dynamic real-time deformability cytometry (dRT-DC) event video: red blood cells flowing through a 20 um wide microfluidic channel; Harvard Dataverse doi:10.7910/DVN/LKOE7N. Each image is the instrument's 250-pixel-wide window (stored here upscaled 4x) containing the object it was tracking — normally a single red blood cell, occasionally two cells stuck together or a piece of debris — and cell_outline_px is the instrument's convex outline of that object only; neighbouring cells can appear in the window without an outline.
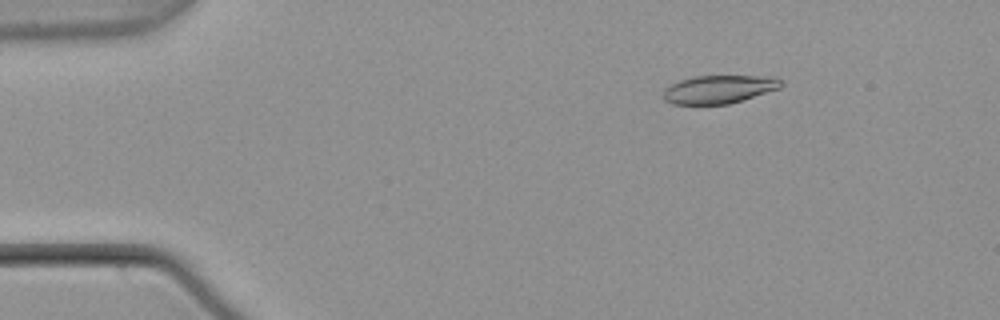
{"species": "common noctule bat (a hibernating species)", "species_latin": "Nyctalus noctula", "temperature_condition": "warm", "stored_images_in_passage": 54, "camera_frame_rate_fps": 3000, "um_per_image_px": 0.085, "animal": {"sex": "male", "body_mass_g": 21.5, "forearm_length_mm": 52.0}, "frame": {"image": 1, "passage_image": 8, "time_ms": 2.333, "image_size_px": [1000, 320], "cell_outline_px": [[784, 84], [780, 88], [728, 104], [672, 104], [664, 100], [664, 88], [680, 80], [696, 76], [768, 76], [780, 80]], "centroid_in_image_um": [61.09, 7.59], "position_along_channel_um": 23.9, "area_um2": 19.13}}
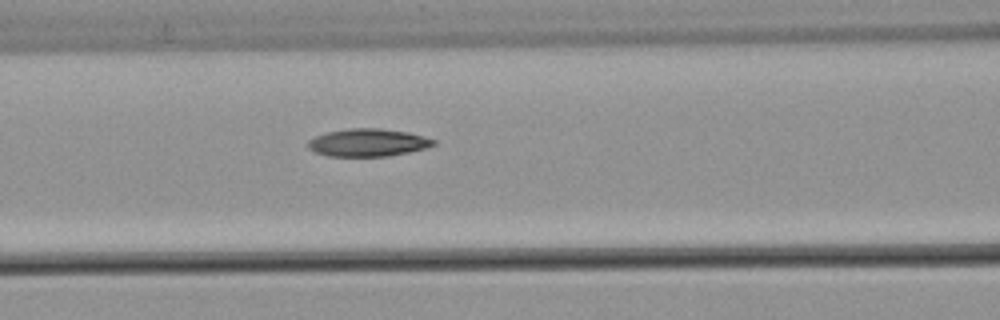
{"frame": {"image": 2, "passage_image": 23, "time_ms": 7.333, "image_size_px": [1000, 320], "cell_outline_px": [[436, 144], [428, 148], [388, 156], [328, 156], [316, 152], [308, 148], [308, 140], [316, 136], [328, 132], [348, 128], [380, 128], [408, 132], [424, 136], [436, 140]], "centroid_in_image_um": [31.31, 12.11], "position_along_channel_um": 135.3, "area_um2": 20.29}}
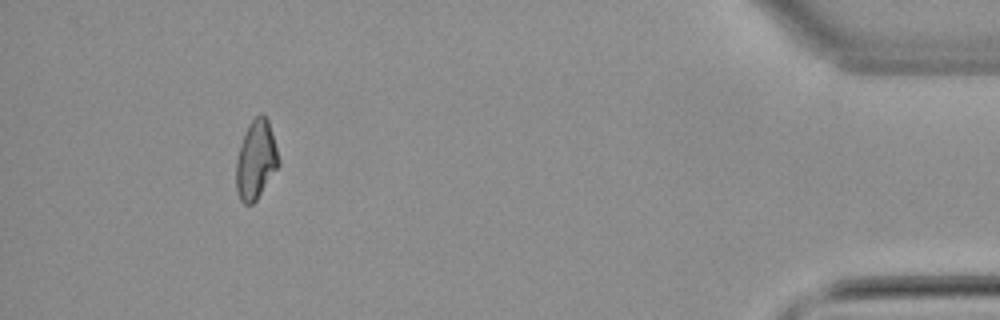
{"frame": {"image": 3, "passage_image": 50, "time_ms": 16.333, "image_size_px": [1000, 320], "cell_outline_px": [[280, 164], [256, 200], [252, 204], [244, 204], [240, 200], [236, 192], [236, 160], [240, 144], [244, 132], [248, 124], [260, 112], [264, 112], [268, 120], [280, 160]], "centroid_in_image_um": [21.74, 13.57], "position_along_channel_um": 413.5, "area_um2": 19.65}, "authors_computed_cell_mechanics": {"area_um2": 20.2011, "velocity_mm_per_s": 3.7976, "shape_relaxation_time_tau1_ms": null, "shape_relaxation_time_tau2_ms": 8.9414, "deformation_change_tau1": null, "deformation_change_tau2": 0.1568}}